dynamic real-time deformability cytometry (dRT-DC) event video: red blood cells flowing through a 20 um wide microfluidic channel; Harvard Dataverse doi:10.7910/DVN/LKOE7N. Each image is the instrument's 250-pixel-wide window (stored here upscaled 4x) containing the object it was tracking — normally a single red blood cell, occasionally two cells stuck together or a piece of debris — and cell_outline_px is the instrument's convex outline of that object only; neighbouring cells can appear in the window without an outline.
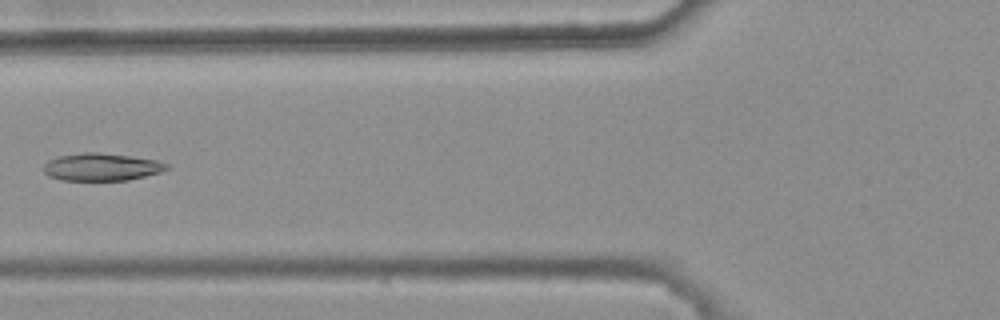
{"species": "common noctule bat (a hibernating species)", "species_latin": "Nyctalus noctula", "temperature_condition": "warm", "stored_images_in_passage": 7, "camera_frame_rate_fps": 3000, "um_per_image_px": 0.085, "animal": {"sex": "female", "body_mass_g": 25.1}, "frame": {"image": 1, "passage_image": 7, "time_ms": 2.0, "image_size_px": [1000, 320], "cell_outline_px": [[168, 168], [160, 172], [128, 180], [60, 180], [48, 176], [44, 172], [44, 164], [48, 160], [60, 156], [84, 152], [96, 152], [128, 156], [156, 160], [168, 164]], "centroid_in_image_um": [8.59, 14.2], "position_along_channel_um": 117.2, "area_um2": 19.54}}